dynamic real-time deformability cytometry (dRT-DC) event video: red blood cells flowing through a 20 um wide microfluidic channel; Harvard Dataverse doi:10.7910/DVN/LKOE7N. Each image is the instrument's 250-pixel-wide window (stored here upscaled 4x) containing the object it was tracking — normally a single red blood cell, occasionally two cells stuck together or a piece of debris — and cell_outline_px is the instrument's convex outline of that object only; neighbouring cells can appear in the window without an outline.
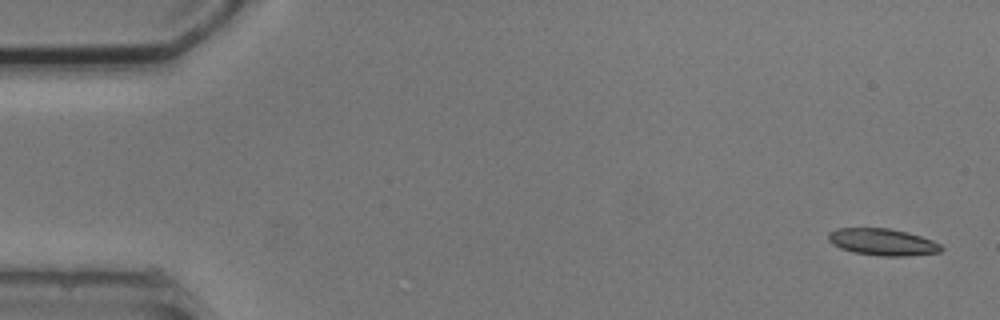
{"species": "common noctule bat (a hibernating species)", "species_latin": "Nyctalus noctula", "temperature_condition": "cold", "stored_images_in_passage": 4, "camera_frame_rate_fps": 3000, "um_per_image_px": 0.085, "animal": {"sex": "male", "body_mass_g": 20.5, "forearm_length_mm": 52.5}, "frame": {"image": 1, "passage_image": 1, "time_ms": 0.0, "image_size_px": [1000, 320], "cell_outline_px": [[944, 248], [940, 252], [904, 256], [880, 256], [852, 252], [840, 248], [832, 244], [828, 240], [828, 236], [836, 228], [888, 228], [908, 232], [932, 240], [940, 244]], "centroid_in_image_um": [75.02, 20.57], "position_along_channel_um": 10.0, "area_um2": 17.63}}
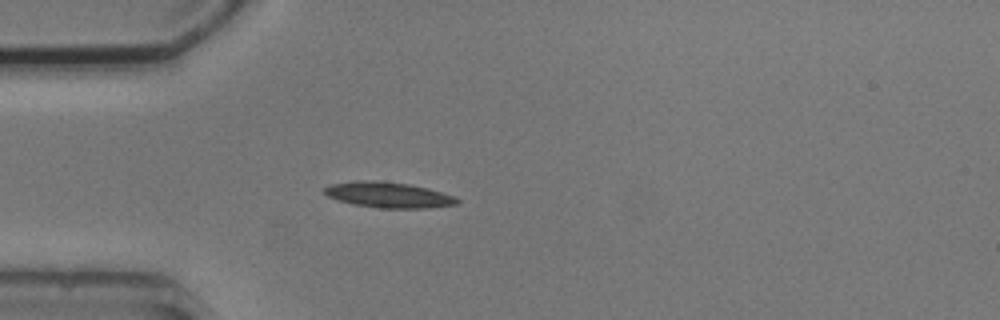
{"frame": {"image": 2, "passage_image": 4, "time_ms": 4.333, "image_size_px": [1000, 320], "cell_outline_px": [[460, 204], [424, 208], [380, 208], [352, 204], [328, 196], [324, 192], [324, 188], [332, 184], [356, 180], [376, 180], [408, 184], [428, 188], [456, 196], [460, 200]], "centroid_in_image_um": [33.06, 16.56], "position_along_channel_um": 51.9, "area_um2": 19.83}}